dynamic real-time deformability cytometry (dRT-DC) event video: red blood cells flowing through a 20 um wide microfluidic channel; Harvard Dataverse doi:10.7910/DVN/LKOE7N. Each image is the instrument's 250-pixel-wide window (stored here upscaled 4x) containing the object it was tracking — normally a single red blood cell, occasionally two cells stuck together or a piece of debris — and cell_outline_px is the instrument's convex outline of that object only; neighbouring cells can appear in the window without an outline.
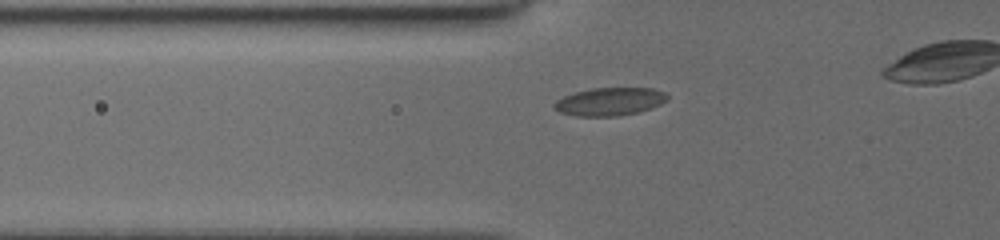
{"species": "common noctule bat (a hibernating species)", "species_latin": "Nyctalus noctula", "temperature_condition": "cold", "stored_images_in_passage": 6, "camera_frame_rate_fps": 3000, "um_per_image_px": 0.085, "animal": {"sex": "female", "body_mass_g": 19.5, "forearm_length_mm": 54.1}, "frame": {"image": 1, "passage_image": 3, "time_ms": 1.0, "image_size_px": [1000, 240], "cell_outline_px": [[668, 100], [652, 108], [640, 112], [616, 116], [576, 116], [560, 112], [552, 108], [552, 104], [556, 100], [564, 96], [576, 92], [592, 88], [652, 88], [664, 92], [668, 96]], "centroid_in_image_um": [51.82, 8.64], "position_along_channel_um": 74.0, "area_um2": 18.55}}